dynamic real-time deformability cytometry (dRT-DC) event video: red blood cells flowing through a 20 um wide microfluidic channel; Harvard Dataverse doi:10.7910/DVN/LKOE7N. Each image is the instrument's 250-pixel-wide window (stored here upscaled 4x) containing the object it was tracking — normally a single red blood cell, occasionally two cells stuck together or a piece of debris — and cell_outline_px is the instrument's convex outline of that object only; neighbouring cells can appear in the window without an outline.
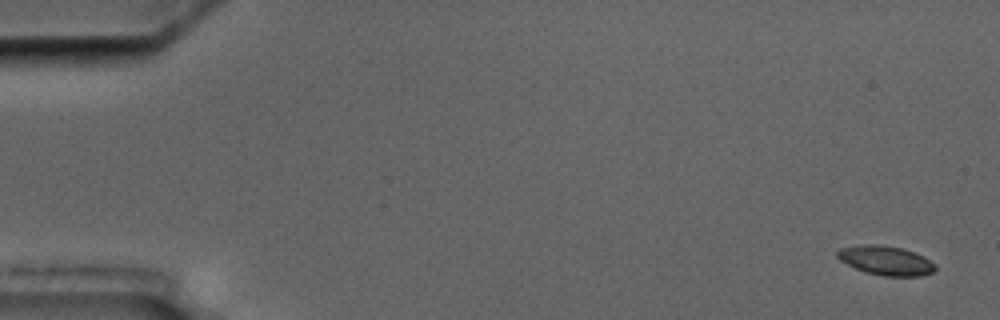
{"species": "common noctule bat (a hibernating species)", "species_latin": "Nyctalus noctula", "temperature_condition": "cold", "stored_images_in_passage": 8, "camera_frame_rate_fps": 3000, "um_per_image_px": 0.085, "animal": {"sex": "male", "body_mass_g": 17.5, "forearm_length_mm": 52.3}, "frame": {"image": 1, "passage_image": 1, "time_ms": 0.0, "image_size_px": [1000, 320], "cell_outline_px": [[936, 268], [932, 272], [920, 276], [884, 276], [868, 272], [856, 268], [840, 260], [836, 256], [836, 252], [840, 248], [860, 244], [880, 244], [900, 248], [924, 256], [936, 264]], "centroid_in_image_um": [75.29, 22.13], "position_along_channel_um": 9.7, "area_um2": 16.59}}
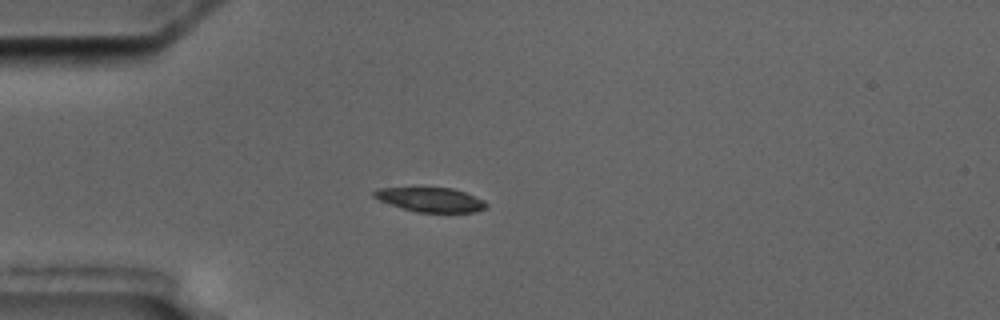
{"frame": {"image": 2, "passage_image": 5, "time_ms": 4.667, "image_size_px": [1000, 320], "cell_outline_px": [[488, 208], [476, 212], [416, 212], [380, 200], [372, 196], [372, 192], [376, 188], [452, 188], [464, 192], [484, 200], [488, 204]], "centroid_in_image_um": [36.64, 16.97], "position_along_channel_um": 48.4, "area_um2": 15.78}}
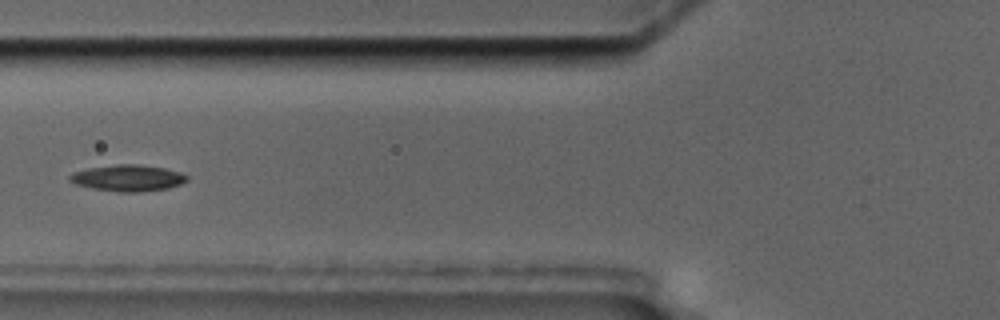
{"frame": {"image": 3, "passage_image": 7, "time_ms": 7.0, "image_size_px": [1000, 320], "cell_outline_px": [[188, 180], [180, 184], [168, 188], [140, 192], [120, 192], [92, 188], [76, 184], [68, 180], [68, 176], [72, 172], [88, 168], [116, 164], [136, 164], [164, 168], [180, 172], [188, 176]], "centroid_in_image_um": [10.85, 15.13], "position_along_channel_um": 114.9, "area_um2": 18.03}}